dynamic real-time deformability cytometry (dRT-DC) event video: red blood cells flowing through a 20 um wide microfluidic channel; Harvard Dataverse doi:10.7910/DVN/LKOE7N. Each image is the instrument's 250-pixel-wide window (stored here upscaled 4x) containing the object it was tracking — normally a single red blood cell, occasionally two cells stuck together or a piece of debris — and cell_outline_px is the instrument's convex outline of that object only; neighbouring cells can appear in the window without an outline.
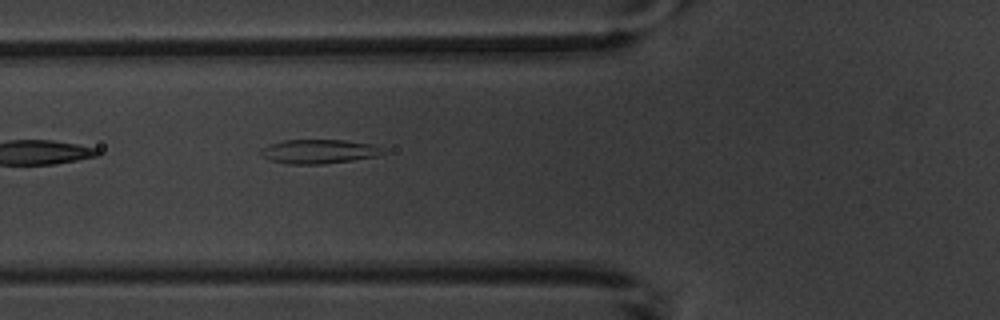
{"species": "common noctule bat (a hibernating species)", "species_latin": "Nyctalus noctula", "temperature_condition": "warm", "stored_images_in_passage": 6, "camera_frame_rate_fps": 3000, "um_per_image_px": 0.085, "animal": {"sex": "male", "body_mass_g": 20.1, "forearm_length_mm": 53.5}, "frame": {"image": 1, "passage_image": 6, "time_ms": 6.667, "image_size_px": [1000, 320], "cell_outline_px": [[388, 152], [376, 156], [352, 160], [324, 164], [288, 164], [268, 160], [260, 152], [260, 148], [284, 140], [344, 140], [372, 144]], "centroid_in_image_um": [27.1, 12.88], "position_along_channel_um": 98.7, "area_um2": 17.11}}